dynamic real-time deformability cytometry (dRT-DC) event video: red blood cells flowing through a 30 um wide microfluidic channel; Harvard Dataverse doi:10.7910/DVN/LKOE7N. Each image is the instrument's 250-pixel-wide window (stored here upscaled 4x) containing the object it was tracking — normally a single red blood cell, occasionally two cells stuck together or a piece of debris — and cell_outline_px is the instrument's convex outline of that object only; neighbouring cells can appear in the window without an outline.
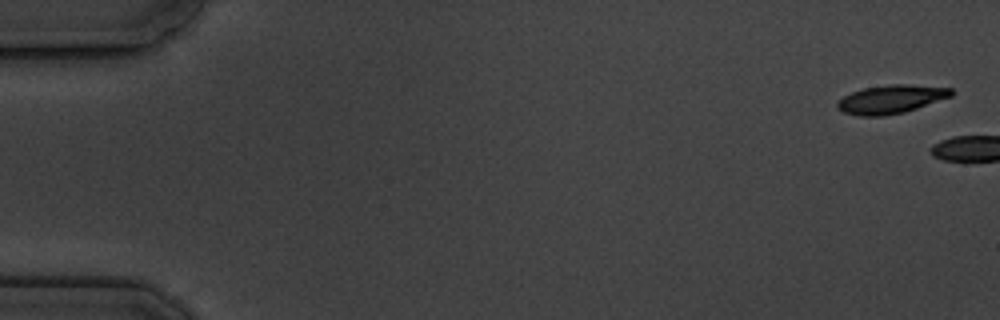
{"species": "common noctule bat (a hibernating species)", "species_latin": "Nyctalus noctula", "temperature_condition": "cold", "stored_images_in_passage": 2, "camera_frame_rate_fps": 3000, "um_per_image_px": 0.085, "animal": {"sex": "male", "body_mass_g": 19.5, "forearm_length_mm": 54.6}, "frame": {"image": 1, "passage_image": 1, "time_ms": 0.0, "image_size_px": [1000, 320], "cell_outline_px": [[952, 96], [904, 112], [884, 116], [860, 116], [844, 112], [836, 108], [836, 104], [844, 96], [852, 92], [864, 88], [892, 84], [908, 84], [952, 88]], "centroid_in_image_um": [75.72, 8.43], "position_along_channel_um": 9.3, "area_um2": 18.73}}